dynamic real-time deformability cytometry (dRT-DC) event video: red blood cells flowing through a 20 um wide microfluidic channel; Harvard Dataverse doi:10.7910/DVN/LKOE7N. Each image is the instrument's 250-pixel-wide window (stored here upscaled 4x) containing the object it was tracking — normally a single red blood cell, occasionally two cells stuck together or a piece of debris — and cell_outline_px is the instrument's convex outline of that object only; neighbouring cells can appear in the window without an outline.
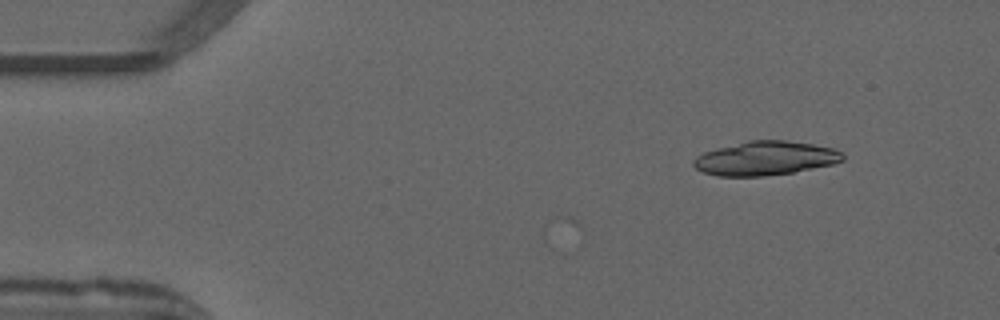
{"species": "common noctule bat (a hibernating species)", "species_latin": "Nyctalus noctula", "temperature_condition": "warm", "stored_images_in_passage": 11, "camera_frame_rate_fps": 3000, "um_per_image_px": 0.085, "animal": {"sex": "male", "forearm_length_mm": 52.5}, "frame": {"image": 1, "passage_image": 1, "time_ms": 0.0, "image_size_px": [1000, 320], "cell_outline_px": [[844, 160], [832, 164], [792, 172], [760, 176], [716, 176], [704, 172], [696, 168], [692, 164], [692, 160], [696, 156], [704, 152], [716, 148], [748, 140], [788, 140], [812, 144], [832, 148], [844, 152]], "centroid_in_image_um": [65.04, 13.44], "position_along_channel_um": 20.0, "area_um2": 29.54}}